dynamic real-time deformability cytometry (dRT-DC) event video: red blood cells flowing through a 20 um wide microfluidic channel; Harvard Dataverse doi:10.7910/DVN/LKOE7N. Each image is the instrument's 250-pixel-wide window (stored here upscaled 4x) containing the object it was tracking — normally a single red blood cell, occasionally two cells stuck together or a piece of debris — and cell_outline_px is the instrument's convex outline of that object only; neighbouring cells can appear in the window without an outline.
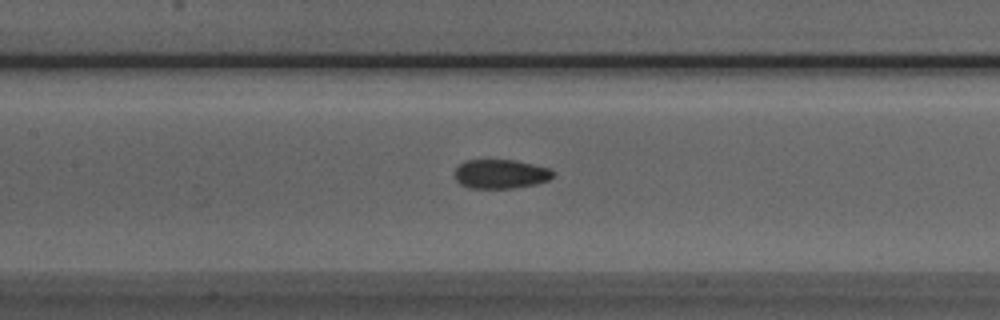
{"species": "Egyptian fruit bat (a non-hibernating species)", "species_latin": "Rousettus aegyptiacus", "temperature_condition": "room temperature", "stored_images_in_passage": 49, "camera_frame_rate_fps": 3000, "um_per_image_px": 0.085, "animal": {"sex": "male"}, "frame": {"image": 1, "passage_image": 20, "time_ms": 6.333, "image_size_px": [1000, 320], "cell_outline_px": [[556, 172], [548, 180], [536, 184], [512, 188], [468, 188], [460, 184], [456, 180], [456, 168], [464, 160], [512, 160], [532, 164], [548, 168]], "centroid_in_image_um": [42.54, 14.79], "position_along_channel_um": 164.9, "area_um2": 16.59}}
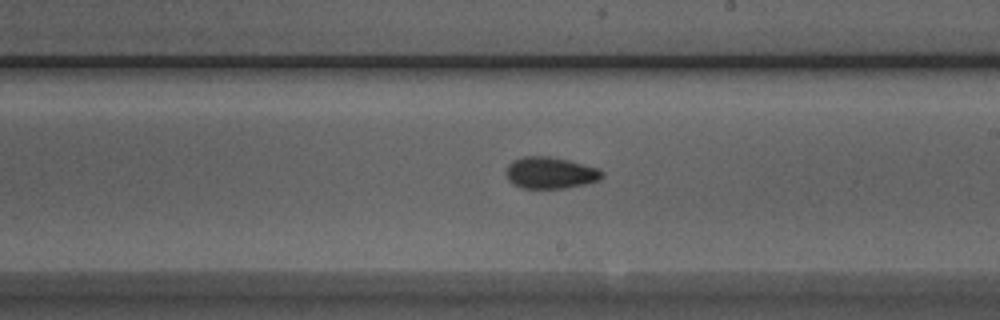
{"frame": {"image": 2, "passage_image": 26, "time_ms": 8.333, "image_size_px": [1000, 320], "cell_outline_px": [[604, 176], [600, 180], [584, 184], [564, 188], [520, 188], [512, 184], [508, 180], [508, 164], [512, 160], [524, 156], [548, 156], [568, 160], [600, 168], [604, 172]], "centroid_in_image_um": [46.81, 14.69], "position_along_channel_um": 242.2, "area_um2": 17.74}}
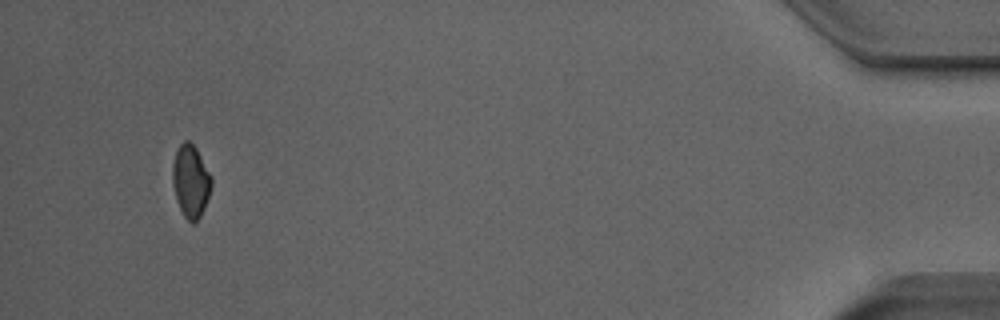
{"frame": {"image": 3, "passage_image": 46, "time_ms": 15.0, "image_size_px": [1000, 320], "cell_outline_px": [[212, 184], [204, 208], [200, 216], [192, 224], [184, 216], [176, 200], [172, 180], [172, 164], [176, 152], [180, 144], [184, 140], [188, 140], [196, 148], [212, 176]], "centroid_in_image_um": [16.2, 15.38], "position_along_channel_um": 419.0, "area_um2": 16.36}, "authors_computed_cell_mechanics": {"area_um2": 17.051, "velocity_mm_per_s": 3.8848, "shape_relaxation_time_tau1_ms": 9.1365, "shape_relaxation_time_tau2_ms": 1.7806, "deformation_change_tau1": 0.1542, "deformation_change_tau2": 0.0675}}